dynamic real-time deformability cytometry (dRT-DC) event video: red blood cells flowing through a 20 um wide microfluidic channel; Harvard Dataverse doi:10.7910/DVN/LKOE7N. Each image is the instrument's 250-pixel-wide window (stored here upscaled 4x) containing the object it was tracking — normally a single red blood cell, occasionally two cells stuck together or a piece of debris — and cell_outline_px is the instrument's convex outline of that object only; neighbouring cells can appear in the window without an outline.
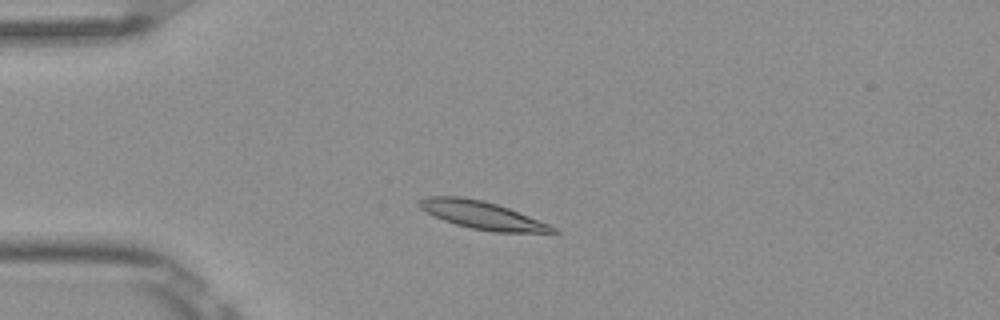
{"species": "Egyptian fruit bat (a non-hibernating species)", "species_latin": "Rousettus aegyptiacus", "temperature_condition": "room temperature", "stored_images_in_passage": 8, "camera_frame_rate_fps": 3000, "um_per_image_px": 0.085, "frame": {"image": 1, "passage_image": 3, "time_ms": 0.667, "image_size_px": [1000, 320], "cell_outline_px": [[560, 232], [496, 232], [472, 228], [456, 224], [444, 220], [420, 208], [416, 204], [416, 200], [428, 196], [460, 196], [484, 200], [508, 208], [548, 224], [556, 228]], "centroid_in_image_um": [40.92, 18.27], "position_along_channel_um": 44.1, "area_um2": 21.27}}
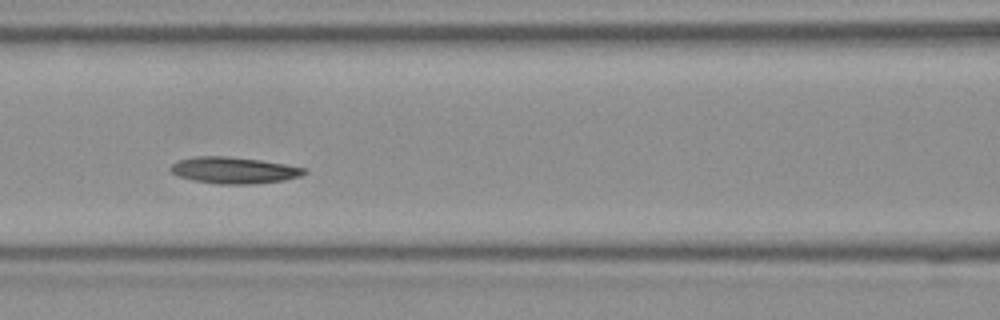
{"frame": {"image": 2, "passage_image": 6, "time_ms": 1.667, "image_size_px": [1000, 320], "cell_outline_px": [[308, 172], [300, 176], [284, 180], [256, 184], [220, 184], [192, 180], [176, 176], [168, 168], [176, 160], [192, 156], [228, 156], [260, 160], [308, 168]], "centroid_in_image_um": [19.86, 14.47], "position_along_channel_um": 146.7, "area_um2": 20.92}}
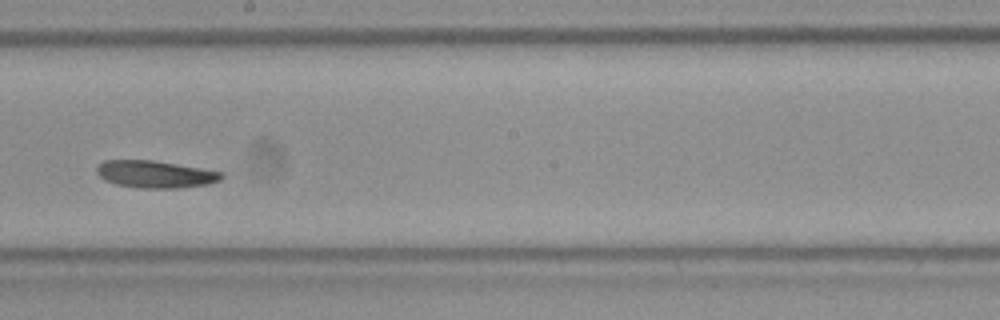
{"frame": {"image": 3, "passage_image": 8, "time_ms": 2.333, "image_size_px": [1000, 320], "cell_outline_px": [[224, 176], [220, 180], [208, 184], [180, 188], [140, 188], [116, 184], [104, 180], [96, 172], [96, 168], [104, 160], [152, 160], [224, 172]], "centroid_in_image_um": [13.2, 14.81], "position_along_channel_um": 235.0, "area_um2": 19.77}}